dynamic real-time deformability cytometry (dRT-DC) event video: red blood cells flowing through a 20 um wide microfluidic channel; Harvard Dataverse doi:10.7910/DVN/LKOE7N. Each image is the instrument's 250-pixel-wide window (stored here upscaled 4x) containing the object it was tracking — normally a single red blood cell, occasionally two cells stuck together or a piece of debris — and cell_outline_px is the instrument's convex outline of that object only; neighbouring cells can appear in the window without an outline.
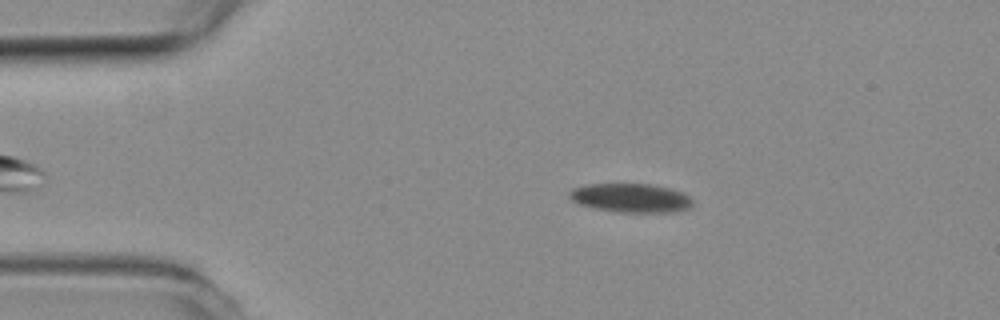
{"species": "common noctule bat (a hibernating species)", "species_latin": "Nyctalus noctula", "temperature_condition": "room temperature", "stored_images_in_passage": 56, "camera_frame_rate_fps": 3000, "um_per_image_px": 0.085, "animal": {"sex": "female", "body_mass_g": 19.3, "forearm_length_mm": 54.1}, "frame": {"image": 1, "passage_image": 14, "time_ms": 4.333, "image_size_px": [1000, 320], "cell_outline_px": [[692, 204], [688, 208], [672, 212], [616, 212], [596, 208], [580, 204], [572, 200], [568, 196], [568, 192], [572, 188], [588, 184], [652, 184], [672, 188], [688, 196], [692, 200]], "centroid_in_image_um": [53.6, 16.81], "position_along_channel_um": 31.4, "area_um2": 20.69}}
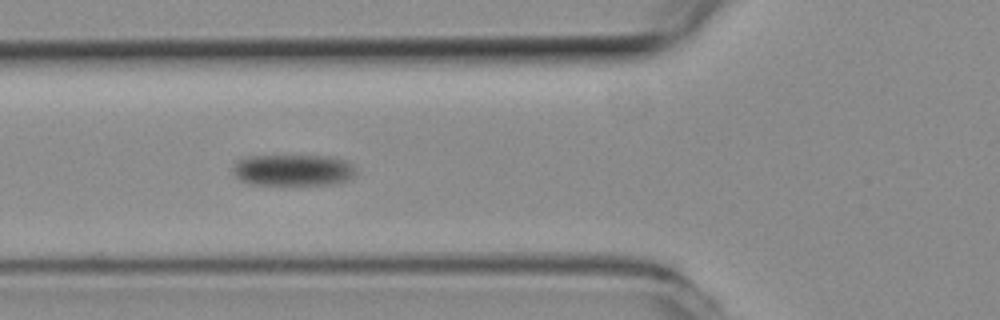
{"frame": {"image": 2, "passage_image": 26, "time_ms": 8.333, "image_size_px": [1000, 320], "cell_outline_px": [[356, 172], [348, 180], [340, 184], [252, 184], [240, 180], [232, 172], [232, 164], [236, 160], [248, 156], [332, 156], [348, 160], [356, 168]], "centroid_in_image_um": [24.93, 14.45], "position_along_channel_um": 100.9, "area_um2": 22.83}}
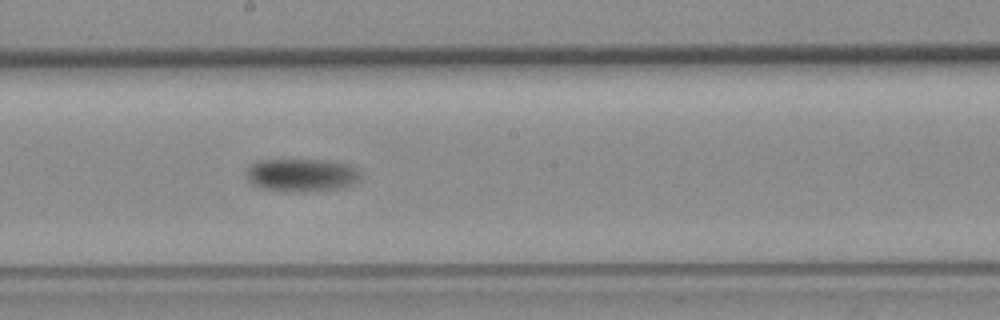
{"frame": {"image": 3, "passage_image": 38, "time_ms": 12.333, "image_size_px": [1000, 320], "cell_outline_px": [[360, 180], [352, 184], [340, 188], [304, 192], [284, 192], [264, 188], [248, 180], [248, 164], [256, 160], [320, 160], [348, 164], [360, 168]], "centroid_in_image_um": [25.67, 14.88], "position_along_channel_um": 222.5, "area_um2": 22.02}}